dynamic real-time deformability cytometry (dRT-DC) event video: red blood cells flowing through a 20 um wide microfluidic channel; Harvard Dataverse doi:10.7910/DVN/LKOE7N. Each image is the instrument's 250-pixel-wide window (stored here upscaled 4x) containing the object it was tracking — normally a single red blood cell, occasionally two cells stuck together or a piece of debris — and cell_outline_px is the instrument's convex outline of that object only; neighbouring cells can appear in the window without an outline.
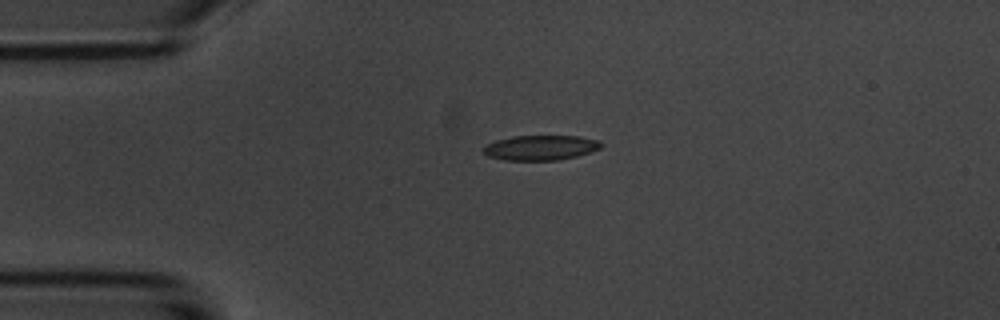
{"species": "common noctule bat (a hibernating species)", "species_latin": "Nyctalus noctula", "temperature_condition": "room temperature", "stored_images_in_passage": 4, "camera_frame_rate_fps": 3000, "um_per_image_px": 0.085, "animal": {"sex": "male", "body_mass_g": 20.1, "forearm_length_mm": 53.5}, "frame": {"image": 1, "passage_image": 3, "time_ms": 3.333, "image_size_px": [1000, 320], "cell_outline_px": [[604, 144], [600, 148], [592, 152], [576, 156], [556, 160], [504, 160], [488, 156], [484, 152], [484, 148], [488, 144], [496, 140], [516, 136], [576, 136], [600, 140]], "centroid_in_image_um": [46.0, 12.55], "position_along_channel_um": 39.0, "area_um2": 16.99}}